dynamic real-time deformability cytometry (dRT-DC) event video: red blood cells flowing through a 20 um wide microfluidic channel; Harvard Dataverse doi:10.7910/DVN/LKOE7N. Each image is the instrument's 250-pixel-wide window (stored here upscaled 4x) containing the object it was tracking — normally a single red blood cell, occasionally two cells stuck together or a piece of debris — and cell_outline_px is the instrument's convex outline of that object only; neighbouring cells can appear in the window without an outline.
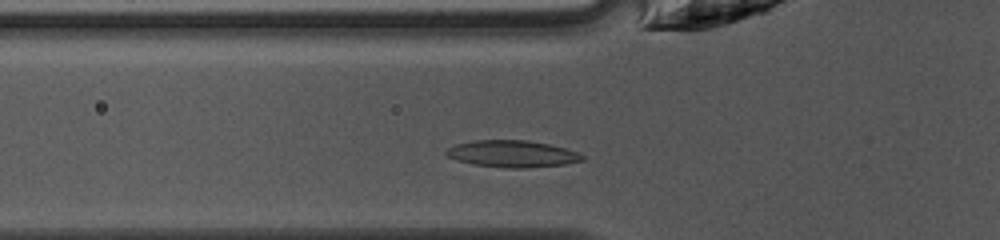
{"species": "common noctule bat (a hibernating species)", "species_latin": "Nyctalus noctula", "temperature_condition": "warm", "stored_images_in_passage": 21, "camera_frame_rate_fps": 3000, "um_per_image_px": 0.085, "animal": {"sex": "female", "body_mass_g": 10.0, "forearm_length_mm": 53.1}, "frame": {"image": 1, "passage_image": 3, "time_ms": 0.667, "image_size_px": [1000, 240], "cell_outline_px": [[584, 160], [564, 164], [520, 168], [508, 168], [472, 164], [456, 160], [448, 156], [444, 152], [448, 148], [456, 144], [476, 140], [528, 140], [552, 144], [576, 152], [584, 156]], "centroid_in_image_um": [43.53, 13.07], "position_along_channel_um": 82.3, "area_um2": 21.15}}
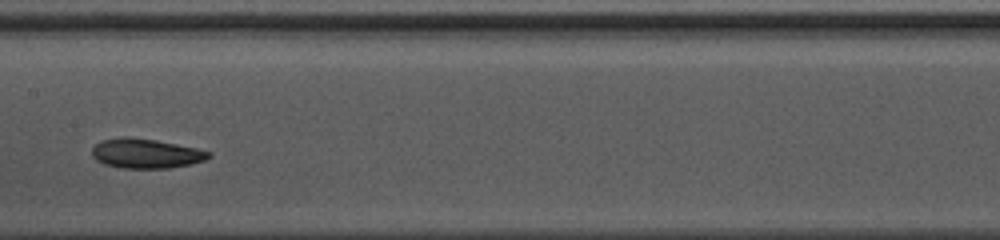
{"frame": {"image": 2, "passage_image": 11, "time_ms": 3.333, "image_size_px": [1000, 240], "cell_outline_px": [[212, 156], [204, 160], [188, 164], [168, 168], [124, 168], [104, 164], [96, 160], [92, 156], [92, 148], [100, 140], [156, 140], [196, 148], [212, 152]], "centroid_in_image_um": [12.44, 13.09], "position_along_channel_um": 195.0, "area_um2": 19.25}}
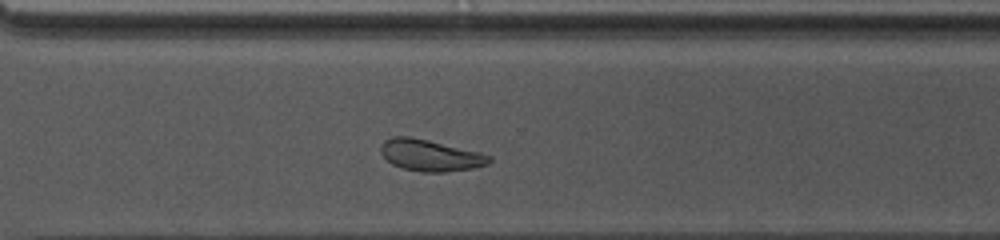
{"frame": {"image": 3, "passage_image": 21, "time_ms": 6.667, "image_size_px": [1000, 240], "cell_outline_px": [[492, 160], [488, 164], [472, 168], [444, 172], [420, 172], [404, 168], [392, 164], [380, 152], [380, 148], [384, 140], [392, 136], [412, 136], [480, 152], [492, 156]], "centroid_in_image_um": [36.58, 13.19], "position_along_channel_um": 334.0, "area_um2": 19.94}}